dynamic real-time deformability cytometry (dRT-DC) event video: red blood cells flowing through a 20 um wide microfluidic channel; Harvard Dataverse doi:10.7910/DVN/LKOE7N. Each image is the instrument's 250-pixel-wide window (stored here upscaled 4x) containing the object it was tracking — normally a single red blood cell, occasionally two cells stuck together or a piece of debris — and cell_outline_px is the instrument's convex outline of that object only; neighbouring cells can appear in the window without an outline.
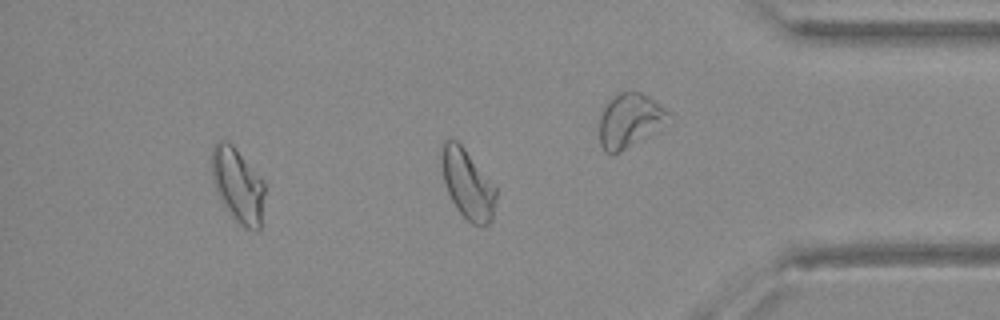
{"species": "Egyptian fruit bat (a non-hibernating species)", "species_latin": "Rousettus aegyptiacus", "temperature_condition": "warm", "stored_images_in_passage": 29, "camera_frame_rate_fps": 3000, "um_per_image_px": 0.085, "animal": {"sex": "female"}, "frame": {"image": 1, "passage_image": 29, "time_ms": 9.333, "image_size_px": [1000, 320], "cell_outline_px": [[496, 196], [492, 220], [488, 224], [472, 224], [456, 208], [444, 184], [440, 160], [440, 144], [444, 140], [456, 140], [464, 148], [496, 188]], "centroid_in_image_um": [39.7, 15.61], "position_along_channel_um": 395.5, "area_um2": 21.85}}